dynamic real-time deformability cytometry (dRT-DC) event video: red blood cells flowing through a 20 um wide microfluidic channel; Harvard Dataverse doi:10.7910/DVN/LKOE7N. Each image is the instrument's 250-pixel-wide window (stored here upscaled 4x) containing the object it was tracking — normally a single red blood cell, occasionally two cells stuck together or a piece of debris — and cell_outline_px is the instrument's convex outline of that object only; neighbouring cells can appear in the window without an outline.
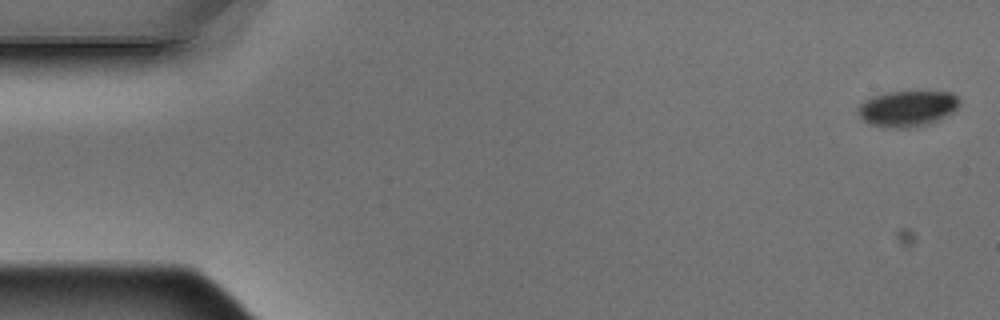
{"species": "Egyptian fruit bat (a non-hibernating species)", "species_latin": "Rousettus aegyptiacus", "temperature_condition": "warm", "stored_images_in_passage": 6, "camera_frame_rate_fps": 3000, "um_per_image_px": 0.085, "animal": {"sex": "male"}, "frame": {"image": 1, "passage_image": 1, "time_ms": 0.0, "image_size_px": [1000, 320], "cell_outline_px": [[960, 104], [952, 112], [928, 124], [908, 128], [884, 128], [872, 124], [864, 120], [860, 116], [860, 104], [864, 100], [872, 96], [884, 92], [952, 92], [960, 100]], "centroid_in_image_um": [77.13, 9.22], "position_along_channel_um": 7.9, "area_um2": 20.98}}